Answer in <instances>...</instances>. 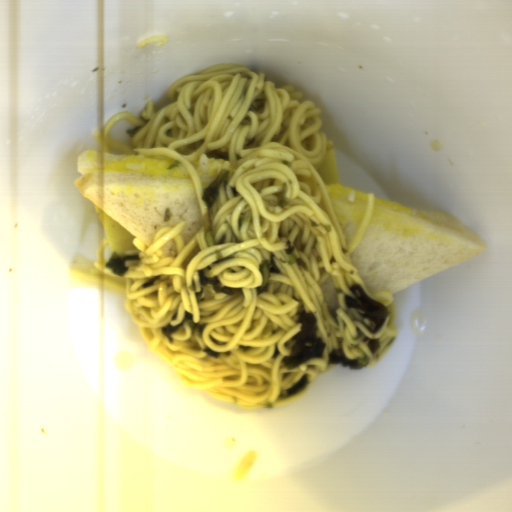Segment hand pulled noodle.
I'll use <instances>...</instances> for the list:
<instances>
[{
	"instance_id": "hand-pulled-noodle-1",
	"label": "hand pulled noodle",
	"mask_w": 512,
	"mask_h": 512,
	"mask_svg": "<svg viewBox=\"0 0 512 512\" xmlns=\"http://www.w3.org/2000/svg\"><path fill=\"white\" fill-rule=\"evenodd\" d=\"M171 104L156 109L150 99L137 117L122 112L94 136L104 153L165 156L189 173L202 222L188 243L185 221L161 229L145 246L137 238L126 256L123 277L103 254L94 270L72 268V275L105 290L124 293L128 315L148 346L176 370L189 388L245 409H272L303 396L316 374L343 348L350 358L378 364L394 341V298L369 293L351 255L371 222L375 194L369 193L359 227L348 244L328 200L319 168L327 152L321 110L293 86H278L244 65L221 63L174 81ZM231 170L212 208L202 195L221 170ZM274 254L280 274L270 277L269 293L257 297L259 264ZM217 276L234 295L199 285L198 271ZM386 304L389 315L373 334L343 295L353 284ZM316 315L323 357L288 370L280 360L290 352L301 324L298 312ZM205 323L203 338L188 326L167 343L161 329L181 323L185 312ZM304 373V392L283 391Z\"/></svg>"
}]
</instances>
